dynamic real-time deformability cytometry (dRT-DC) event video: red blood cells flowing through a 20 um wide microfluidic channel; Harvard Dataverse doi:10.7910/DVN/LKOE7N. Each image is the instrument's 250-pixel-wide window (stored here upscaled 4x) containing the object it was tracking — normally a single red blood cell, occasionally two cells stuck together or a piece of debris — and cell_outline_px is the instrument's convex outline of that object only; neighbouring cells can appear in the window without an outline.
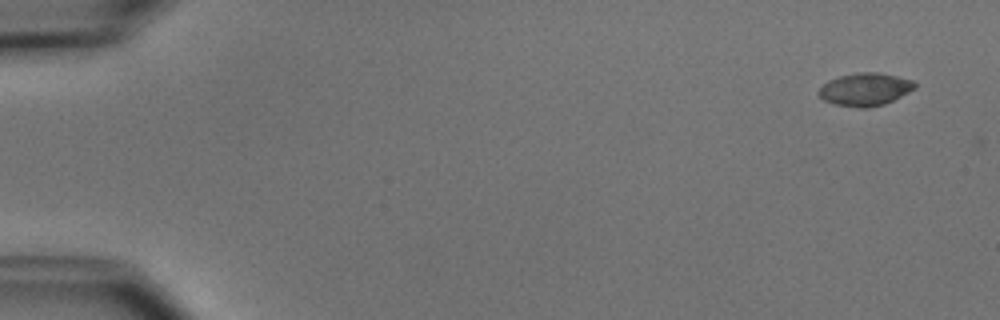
{"species": "common noctule bat (a hibernating species)", "species_latin": "Nyctalus noctula", "temperature_condition": "cold", "stored_images_in_passage": 6, "camera_frame_rate_fps": 3000, "um_per_image_px": 0.085, "animal": {"sex": "male", "body_mass_g": 15.6}, "frame": {"image": 1, "passage_image": 1, "time_ms": 0.0, "image_size_px": [1000, 320], "cell_outline_px": [[916, 88], [884, 104], [864, 108], [860, 108], [836, 104], [824, 100], [816, 92], [828, 80], [840, 76], [860, 72], [880, 72], [912, 80], [916, 84]], "centroid_in_image_um": [73.53, 7.58], "position_along_channel_um": 11.5, "area_um2": 18.15}}
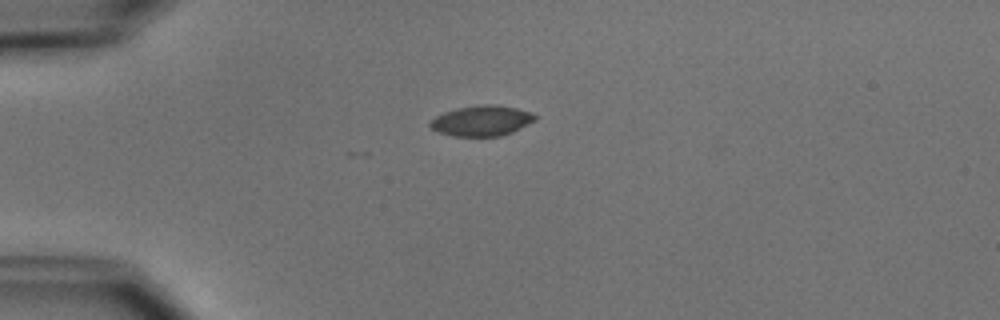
{"frame": {"image": 2, "passage_image": 4, "time_ms": 3.667, "image_size_px": [1000, 320], "cell_outline_px": [[536, 120], [512, 132], [500, 136], [456, 136], [440, 132], [432, 128], [428, 124], [436, 116], [444, 112], [456, 108], [484, 104], [496, 104], [516, 108], [532, 112], [536, 116]], "centroid_in_image_um": [40.97, 10.25], "position_along_channel_um": 44.0, "area_um2": 18.5}}